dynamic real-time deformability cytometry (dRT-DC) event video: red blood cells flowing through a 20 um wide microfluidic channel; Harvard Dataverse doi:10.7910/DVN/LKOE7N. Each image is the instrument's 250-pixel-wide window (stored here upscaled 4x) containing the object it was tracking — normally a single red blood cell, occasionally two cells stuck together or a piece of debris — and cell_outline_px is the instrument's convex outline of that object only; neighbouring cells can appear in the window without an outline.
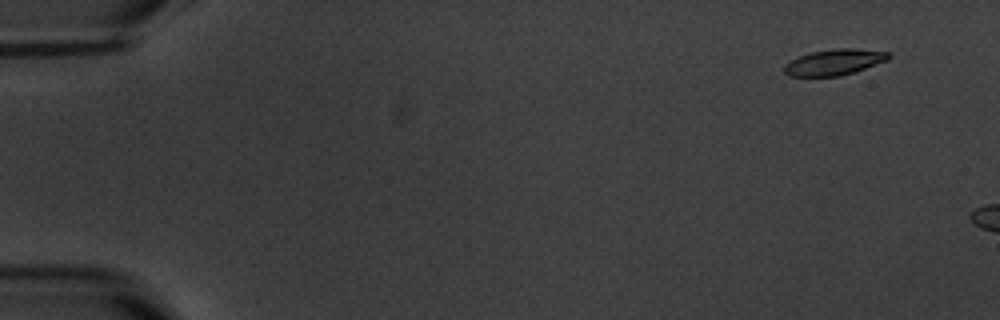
{"species": "common noctule bat (a hibernating species)", "species_latin": "Nyctalus noctula", "temperature_condition": "warm", "stored_images_in_passage": 3, "camera_frame_rate_fps": 3000, "um_per_image_px": 0.085, "animal": {"sex": "male", "body_mass_g": 20.1, "forearm_length_mm": 53.5}, "frame": {"image": 1, "passage_image": 1, "time_ms": 0.0, "image_size_px": [1000, 320], "cell_outline_px": [[892, 56], [888, 60], [840, 76], [788, 76], [784, 72], [784, 64], [800, 56], [812, 52], [836, 48], [852, 48], [892, 52]], "centroid_in_image_um": [70.94, 5.27], "position_along_channel_um": 14.1, "area_um2": 15.66}}